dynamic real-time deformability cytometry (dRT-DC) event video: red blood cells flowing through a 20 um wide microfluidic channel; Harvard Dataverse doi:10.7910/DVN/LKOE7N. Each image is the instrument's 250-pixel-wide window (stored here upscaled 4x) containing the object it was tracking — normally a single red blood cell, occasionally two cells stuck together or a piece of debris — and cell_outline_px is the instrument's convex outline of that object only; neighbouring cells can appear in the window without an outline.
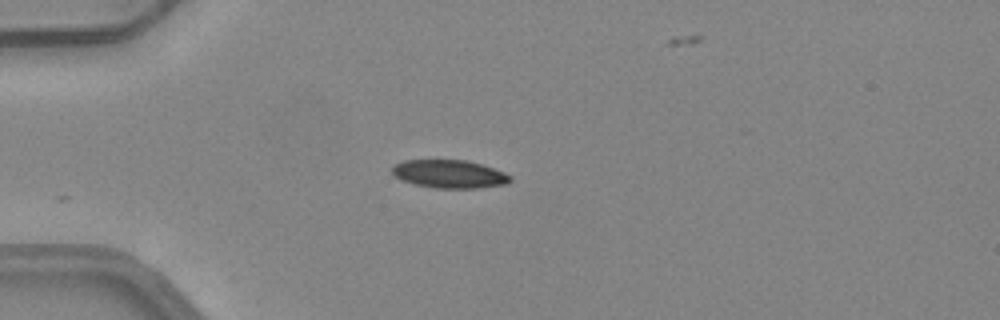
{"species": "common noctule bat (a hibernating species)", "species_latin": "Nyctalus noctula", "temperature_condition": "warm", "stored_images_in_passage": 12, "camera_frame_rate_fps": 3000, "um_per_image_px": 0.085, "animal": {"sex": "female", "body_mass_g": 24.6, "forearm_length_mm": 56.2}, "frame": {"image": 1, "passage_image": 1, "time_ms": 0.0, "image_size_px": [1000, 320], "cell_outline_px": [[512, 180], [508, 184], [480, 188], [436, 188], [416, 184], [400, 180], [392, 172], [392, 164], [404, 160], [468, 160], [484, 164], [504, 172], [512, 176]], "centroid_in_image_um": [38.24, 14.78], "position_along_channel_um": 46.8, "area_um2": 19.65}}
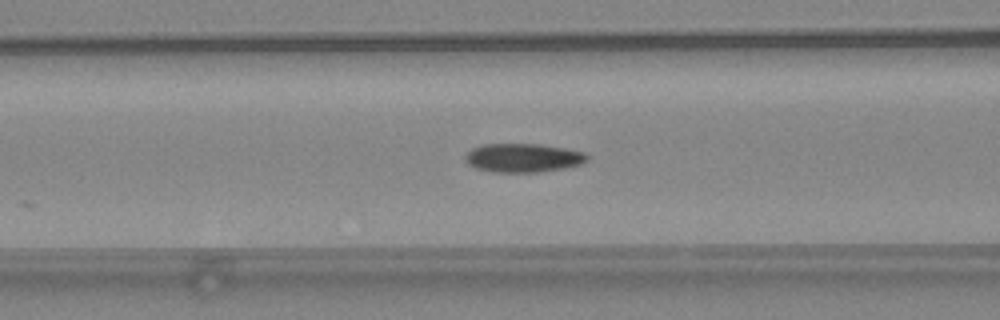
{"frame": {"image": 2, "passage_image": 8, "time_ms": 2.333, "image_size_px": [1000, 320], "cell_outline_px": [[588, 160], [580, 164], [564, 168], [536, 172], [492, 172], [476, 168], [468, 164], [464, 160], [464, 156], [472, 148], [480, 144], [540, 144], [564, 148], [584, 152], [588, 156]], "centroid_in_image_um": [44.43, 13.41], "position_along_channel_um": 122.2, "area_um2": 20.46}}
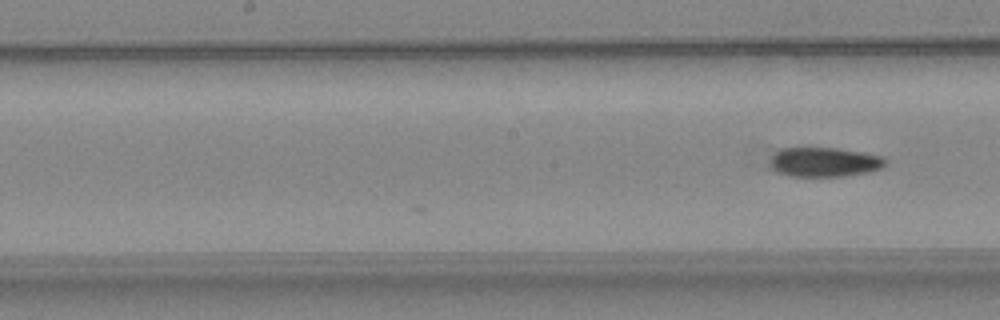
{"frame": {"image": 3, "passage_image": 12, "time_ms": 3.667, "image_size_px": [1000, 320], "cell_outline_px": [[888, 164], [884, 168], [868, 172], [848, 176], [788, 176], [776, 172], [772, 168], [772, 156], [780, 148], [836, 148], [884, 156], [888, 160]], "centroid_in_image_um": [70.14, 13.78], "position_along_channel_um": 178.1, "area_um2": 19.94}}